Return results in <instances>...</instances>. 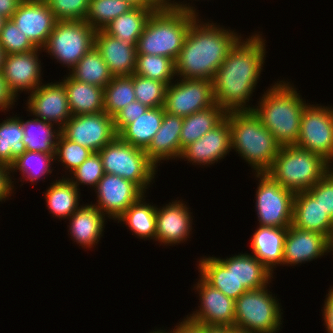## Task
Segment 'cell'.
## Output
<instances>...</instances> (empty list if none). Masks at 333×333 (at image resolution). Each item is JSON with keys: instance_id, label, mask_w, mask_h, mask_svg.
Segmentation results:
<instances>
[{"instance_id": "40", "label": "cell", "mask_w": 333, "mask_h": 333, "mask_svg": "<svg viewBox=\"0 0 333 333\" xmlns=\"http://www.w3.org/2000/svg\"><path fill=\"white\" fill-rule=\"evenodd\" d=\"M134 8L126 0H90L85 22L95 31L103 30L112 20Z\"/></svg>"}, {"instance_id": "24", "label": "cell", "mask_w": 333, "mask_h": 333, "mask_svg": "<svg viewBox=\"0 0 333 333\" xmlns=\"http://www.w3.org/2000/svg\"><path fill=\"white\" fill-rule=\"evenodd\" d=\"M292 225L328 238L333 229V220L308 191H300L294 195Z\"/></svg>"}, {"instance_id": "13", "label": "cell", "mask_w": 333, "mask_h": 333, "mask_svg": "<svg viewBox=\"0 0 333 333\" xmlns=\"http://www.w3.org/2000/svg\"><path fill=\"white\" fill-rule=\"evenodd\" d=\"M61 134L93 152H98L117 136L113 117L105 111L71 116L61 128Z\"/></svg>"}, {"instance_id": "3", "label": "cell", "mask_w": 333, "mask_h": 333, "mask_svg": "<svg viewBox=\"0 0 333 333\" xmlns=\"http://www.w3.org/2000/svg\"><path fill=\"white\" fill-rule=\"evenodd\" d=\"M196 10L190 3L176 1L175 7L153 12L138 38L137 54L165 56L175 62L191 24L199 16Z\"/></svg>"}, {"instance_id": "2", "label": "cell", "mask_w": 333, "mask_h": 333, "mask_svg": "<svg viewBox=\"0 0 333 333\" xmlns=\"http://www.w3.org/2000/svg\"><path fill=\"white\" fill-rule=\"evenodd\" d=\"M234 31L213 22H201L198 17L191 24L175 61L176 75L183 79L212 81L217 69L242 38Z\"/></svg>"}, {"instance_id": "54", "label": "cell", "mask_w": 333, "mask_h": 333, "mask_svg": "<svg viewBox=\"0 0 333 333\" xmlns=\"http://www.w3.org/2000/svg\"><path fill=\"white\" fill-rule=\"evenodd\" d=\"M129 1L134 7H141L144 9H151L154 12L162 7L155 0H126Z\"/></svg>"}, {"instance_id": "8", "label": "cell", "mask_w": 333, "mask_h": 333, "mask_svg": "<svg viewBox=\"0 0 333 333\" xmlns=\"http://www.w3.org/2000/svg\"><path fill=\"white\" fill-rule=\"evenodd\" d=\"M268 287L248 290L235 300L234 327L252 333H278L282 325L281 305Z\"/></svg>"}, {"instance_id": "1", "label": "cell", "mask_w": 333, "mask_h": 333, "mask_svg": "<svg viewBox=\"0 0 333 333\" xmlns=\"http://www.w3.org/2000/svg\"><path fill=\"white\" fill-rule=\"evenodd\" d=\"M261 35L242 37L212 79L215 103L226 113L252 111L247 102L255 92L266 57V40Z\"/></svg>"}, {"instance_id": "35", "label": "cell", "mask_w": 333, "mask_h": 333, "mask_svg": "<svg viewBox=\"0 0 333 333\" xmlns=\"http://www.w3.org/2000/svg\"><path fill=\"white\" fill-rule=\"evenodd\" d=\"M77 81L104 88L114 77L99 51L92 47L69 71Z\"/></svg>"}, {"instance_id": "39", "label": "cell", "mask_w": 333, "mask_h": 333, "mask_svg": "<svg viewBox=\"0 0 333 333\" xmlns=\"http://www.w3.org/2000/svg\"><path fill=\"white\" fill-rule=\"evenodd\" d=\"M55 154H47L41 152L25 151L18 156L14 163L10 166V171L13 173L19 170L22 173L23 179L31 183L38 182L43 176L52 174V162H54Z\"/></svg>"}, {"instance_id": "50", "label": "cell", "mask_w": 333, "mask_h": 333, "mask_svg": "<svg viewBox=\"0 0 333 333\" xmlns=\"http://www.w3.org/2000/svg\"><path fill=\"white\" fill-rule=\"evenodd\" d=\"M16 100V96L8 88L7 82L3 78L2 72H0V111H9L15 105L14 102H17Z\"/></svg>"}, {"instance_id": "10", "label": "cell", "mask_w": 333, "mask_h": 333, "mask_svg": "<svg viewBox=\"0 0 333 333\" xmlns=\"http://www.w3.org/2000/svg\"><path fill=\"white\" fill-rule=\"evenodd\" d=\"M259 179L256 211L259 225L288 228L293 222L295 193L283 188L266 173H255Z\"/></svg>"}, {"instance_id": "61", "label": "cell", "mask_w": 333, "mask_h": 333, "mask_svg": "<svg viewBox=\"0 0 333 333\" xmlns=\"http://www.w3.org/2000/svg\"><path fill=\"white\" fill-rule=\"evenodd\" d=\"M150 333H169V331L166 332V330H161V329L159 330V329H158L157 331H156V330L153 331V332L151 331Z\"/></svg>"}, {"instance_id": "6", "label": "cell", "mask_w": 333, "mask_h": 333, "mask_svg": "<svg viewBox=\"0 0 333 333\" xmlns=\"http://www.w3.org/2000/svg\"><path fill=\"white\" fill-rule=\"evenodd\" d=\"M320 155L295 145L282 146L266 172L283 188L294 193L307 191L333 167Z\"/></svg>"}, {"instance_id": "29", "label": "cell", "mask_w": 333, "mask_h": 333, "mask_svg": "<svg viewBox=\"0 0 333 333\" xmlns=\"http://www.w3.org/2000/svg\"><path fill=\"white\" fill-rule=\"evenodd\" d=\"M165 113L164 107L148 108L127 125L117 136L136 148L146 150L159 130Z\"/></svg>"}, {"instance_id": "52", "label": "cell", "mask_w": 333, "mask_h": 333, "mask_svg": "<svg viewBox=\"0 0 333 333\" xmlns=\"http://www.w3.org/2000/svg\"><path fill=\"white\" fill-rule=\"evenodd\" d=\"M175 328L169 333H205V326L195 324L186 318L177 323Z\"/></svg>"}, {"instance_id": "21", "label": "cell", "mask_w": 333, "mask_h": 333, "mask_svg": "<svg viewBox=\"0 0 333 333\" xmlns=\"http://www.w3.org/2000/svg\"><path fill=\"white\" fill-rule=\"evenodd\" d=\"M328 238L318 232L306 231L294 227L287 228L284 239L283 265H295L310 262L327 255Z\"/></svg>"}, {"instance_id": "16", "label": "cell", "mask_w": 333, "mask_h": 333, "mask_svg": "<svg viewBox=\"0 0 333 333\" xmlns=\"http://www.w3.org/2000/svg\"><path fill=\"white\" fill-rule=\"evenodd\" d=\"M10 19L41 49L58 21L45 0H22Z\"/></svg>"}, {"instance_id": "46", "label": "cell", "mask_w": 333, "mask_h": 333, "mask_svg": "<svg viewBox=\"0 0 333 333\" xmlns=\"http://www.w3.org/2000/svg\"><path fill=\"white\" fill-rule=\"evenodd\" d=\"M58 21L85 20L90 0H45Z\"/></svg>"}, {"instance_id": "28", "label": "cell", "mask_w": 333, "mask_h": 333, "mask_svg": "<svg viewBox=\"0 0 333 333\" xmlns=\"http://www.w3.org/2000/svg\"><path fill=\"white\" fill-rule=\"evenodd\" d=\"M72 116L104 112V88L77 81L69 74L61 80Z\"/></svg>"}, {"instance_id": "31", "label": "cell", "mask_w": 333, "mask_h": 333, "mask_svg": "<svg viewBox=\"0 0 333 333\" xmlns=\"http://www.w3.org/2000/svg\"><path fill=\"white\" fill-rule=\"evenodd\" d=\"M51 184L44 194L47 208L53 217L68 219L80 207V189L64 175Z\"/></svg>"}, {"instance_id": "11", "label": "cell", "mask_w": 333, "mask_h": 333, "mask_svg": "<svg viewBox=\"0 0 333 333\" xmlns=\"http://www.w3.org/2000/svg\"><path fill=\"white\" fill-rule=\"evenodd\" d=\"M295 146L309 150L333 164V107L307 104Z\"/></svg>"}, {"instance_id": "55", "label": "cell", "mask_w": 333, "mask_h": 333, "mask_svg": "<svg viewBox=\"0 0 333 333\" xmlns=\"http://www.w3.org/2000/svg\"><path fill=\"white\" fill-rule=\"evenodd\" d=\"M205 333H229V327L205 326Z\"/></svg>"}, {"instance_id": "44", "label": "cell", "mask_w": 333, "mask_h": 333, "mask_svg": "<svg viewBox=\"0 0 333 333\" xmlns=\"http://www.w3.org/2000/svg\"><path fill=\"white\" fill-rule=\"evenodd\" d=\"M68 178L77 189L80 185L97 186V183L104 176L102 160L98 152H93L77 169H75ZM73 176V177H72ZM92 185V186H91Z\"/></svg>"}, {"instance_id": "58", "label": "cell", "mask_w": 333, "mask_h": 333, "mask_svg": "<svg viewBox=\"0 0 333 333\" xmlns=\"http://www.w3.org/2000/svg\"><path fill=\"white\" fill-rule=\"evenodd\" d=\"M229 333H252V332L237 327H229Z\"/></svg>"}, {"instance_id": "57", "label": "cell", "mask_w": 333, "mask_h": 333, "mask_svg": "<svg viewBox=\"0 0 333 333\" xmlns=\"http://www.w3.org/2000/svg\"><path fill=\"white\" fill-rule=\"evenodd\" d=\"M5 56H6V54H5L2 46L0 45V72H2Z\"/></svg>"}, {"instance_id": "45", "label": "cell", "mask_w": 333, "mask_h": 333, "mask_svg": "<svg viewBox=\"0 0 333 333\" xmlns=\"http://www.w3.org/2000/svg\"><path fill=\"white\" fill-rule=\"evenodd\" d=\"M0 45L6 55L26 53L37 49L11 19H7L0 33Z\"/></svg>"}, {"instance_id": "34", "label": "cell", "mask_w": 333, "mask_h": 333, "mask_svg": "<svg viewBox=\"0 0 333 333\" xmlns=\"http://www.w3.org/2000/svg\"><path fill=\"white\" fill-rule=\"evenodd\" d=\"M153 12L151 9L134 7L112 20L103 31L117 39H125L136 46L138 38Z\"/></svg>"}, {"instance_id": "33", "label": "cell", "mask_w": 333, "mask_h": 333, "mask_svg": "<svg viewBox=\"0 0 333 333\" xmlns=\"http://www.w3.org/2000/svg\"><path fill=\"white\" fill-rule=\"evenodd\" d=\"M20 119L24 133L22 141L26 146V150L55 154V147L61 135V129L59 127L54 129L55 124L35 117L26 121L22 118Z\"/></svg>"}, {"instance_id": "47", "label": "cell", "mask_w": 333, "mask_h": 333, "mask_svg": "<svg viewBox=\"0 0 333 333\" xmlns=\"http://www.w3.org/2000/svg\"><path fill=\"white\" fill-rule=\"evenodd\" d=\"M307 191L333 220V168Z\"/></svg>"}, {"instance_id": "42", "label": "cell", "mask_w": 333, "mask_h": 333, "mask_svg": "<svg viewBox=\"0 0 333 333\" xmlns=\"http://www.w3.org/2000/svg\"><path fill=\"white\" fill-rule=\"evenodd\" d=\"M136 101L148 108L164 107L167 84L133 74Z\"/></svg>"}, {"instance_id": "49", "label": "cell", "mask_w": 333, "mask_h": 333, "mask_svg": "<svg viewBox=\"0 0 333 333\" xmlns=\"http://www.w3.org/2000/svg\"><path fill=\"white\" fill-rule=\"evenodd\" d=\"M10 173V167L0 163V202H5L14 192V181Z\"/></svg>"}, {"instance_id": "14", "label": "cell", "mask_w": 333, "mask_h": 333, "mask_svg": "<svg viewBox=\"0 0 333 333\" xmlns=\"http://www.w3.org/2000/svg\"><path fill=\"white\" fill-rule=\"evenodd\" d=\"M199 277L194 288L200 296V308L186 319L202 326L234 327L235 300Z\"/></svg>"}, {"instance_id": "38", "label": "cell", "mask_w": 333, "mask_h": 333, "mask_svg": "<svg viewBox=\"0 0 333 333\" xmlns=\"http://www.w3.org/2000/svg\"><path fill=\"white\" fill-rule=\"evenodd\" d=\"M136 101L133 86V74L130 76H114L104 87L105 112L114 117L126 105Z\"/></svg>"}, {"instance_id": "30", "label": "cell", "mask_w": 333, "mask_h": 333, "mask_svg": "<svg viewBox=\"0 0 333 333\" xmlns=\"http://www.w3.org/2000/svg\"><path fill=\"white\" fill-rule=\"evenodd\" d=\"M225 117L226 112L216 103L212 107L183 117L180 132V156L186 146L194 143L207 132L213 130Z\"/></svg>"}, {"instance_id": "48", "label": "cell", "mask_w": 333, "mask_h": 333, "mask_svg": "<svg viewBox=\"0 0 333 333\" xmlns=\"http://www.w3.org/2000/svg\"><path fill=\"white\" fill-rule=\"evenodd\" d=\"M147 109L148 107L139 101H134L126 105L113 117L116 134L118 135L127 125L133 123L138 116L143 115Z\"/></svg>"}, {"instance_id": "23", "label": "cell", "mask_w": 333, "mask_h": 333, "mask_svg": "<svg viewBox=\"0 0 333 333\" xmlns=\"http://www.w3.org/2000/svg\"><path fill=\"white\" fill-rule=\"evenodd\" d=\"M197 267L201 277L227 297L236 300L248 291L242 284H239L234 276L233 255L226 259L205 256L199 260Z\"/></svg>"}, {"instance_id": "20", "label": "cell", "mask_w": 333, "mask_h": 333, "mask_svg": "<svg viewBox=\"0 0 333 333\" xmlns=\"http://www.w3.org/2000/svg\"><path fill=\"white\" fill-rule=\"evenodd\" d=\"M191 214L183 200H175L161 208L157 207L155 241L174 246L184 243L192 234Z\"/></svg>"}, {"instance_id": "15", "label": "cell", "mask_w": 333, "mask_h": 333, "mask_svg": "<svg viewBox=\"0 0 333 333\" xmlns=\"http://www.w3.org/2000/svg\"><path fill=\"white\" fill-rule=\"evenodd\" d=\"M96 206L106 217L116 221L145 194L135 183L118 175L104 173L95 187Z\"/></svg>"}, {"instance_id": "22", "label": "cell", "mask_w": 333, "mask_h": 333, "mask_svg": "<svg viewBox=\"0 0 333 333\" xmlns=\"http://www.w3.org/2000/svg\"><path fill=\"white\" fill-rule=\"evenodd\" d=\"M94 47L107 64L113 76H130L136 67V46L125 39H117L103 30L94 35Z\"/></svg>"}, {"instance_id": "32", "label": "cell", "mask_w": 333, "mask_h": 333, "mask_svg": "<svg viewBox=\"0 0 333 333\" xmlns=\"http://www.w3.org/2000/svg\"><path fill=\"white\" fill-rule=\"evenodd\" d=\"M145 197L143 194L116 220L128 225L136 237L155 241L157 206L146 203Z\"/></svg>"}, {"instance_id": "19", "label": "cell", "mask_w": 333, "mask_h": 333, "mask_svg": "<svg viewBox=\"0 0 333 333\" xmlns=\"http://www.w3.org/2000/svg\"><path fill=\"white\" fill-rule=\"evenodd\" d=\"M230 151H232L230 125L225 118L213 130L186 146L182 150L180 159L185 160L186 158L185 161H189L195 166H208L224 159Z\"/></svg>"}, {"instance_id": "25", "label": "cell", "mask_w": 333, "mask_h": 333, "mask_svg": "<svg viewBox=\"0 0 333 333\" xmlns=\"http://www.w3.org/2000/svg\"><path fill=\"white\" fill-rule=\"evenodd\" d=\"M106 216L94 205L85 204L68 218L69 235L82 248H92L103 236Z\"/></svg>"}, {"instance_id": "27", "label": "cell", "mask_w": 333, "mask_h": 333, "mask_svg": "<svg viewBox=\"0 0 333 333\" xmlns=\"http://www.w3.org/2000/svg\"><path fill=\"white\" fill-rule=\"evenodd\" d=\"M286 233L287 228L259 225L252 235L250 243L251 254L272 273H274L273 270L278 264L283 265V249Z\"/></svg>"}, {"instance_id": "17", "label": "cell", "mask_w": 333, "mask_h": 333, "mask_svg": "<svg viewBox=\"0 0 333 333\" xmlns=\"http://www.w3.org/2000/svg\"><path fill=\"white\" fill-rule=\"evenodd\" d=\"M27 111L35 118L57 125L60 129L72 116L62 81L38 86L27 99Z\"/></svg>"}, {"instance_id": "4", "label": "cell", "mask_w": 333, "mask_h": 333, "mask_svg": "<svg viewBox=\"0 0 333 333\" xmlns=\"http://www.w3.org/2000/svg\"><path fill=\"white\" fill-rule=\"evenodd\" d=\"M259 99L252 111L282 146L295 145L299 138L303 109L308 104L296 88L286 81H277Z\"/></svg>"}, {"instance_id": "5", "label": "cell", "mask_w": 333, "mask_h": 333, "mask_svg": "<svg viewBox=\"0 0 333 333\" xmlns=\"http://www.w3.org/2000/svg\"><path fill=\"white\" fill-rule=\"evenodd\" d=\"M225 118L230 125L231 149L248 162L255 173H266L281 145L253 111L227 112Z\"/></svg>"}, {"instance_id": "7", "label": "cell", "mask_w": 333, "mask_h": 333, "mask_svg": "<svg viewBox=\"0 0 333 333\" xmlns=\"http://www.w3.org/2000/svg\"><path fill=\"white\" fill-rule=\"evenodd\" d=\"M104 173L118 175L135 183L144 193L154 182L157 166L145 150L136 148L116 136L98 151Z\"/></svg>"}, {"instance_id": "37", "label": "cell", "mask_w": 333, "mask_h": 333, "mask_svg": "<svg viewBox=\"0 0 333 333\" xmlns=\"http://www.w3.org/2000/svg\"><path fill=\"white\" fill-rule=\"evenodd\" d=\"M7 117L0 123V163L11 166L26 151L20 117Z\"/></svg>"}, {"instance_id": "51", "label": "cell", "mask_w": 333, "mask_h": 333, "mask_svg": "<svg viewBox=\"0 0 333 333\" xmlns=\"http://www.w3.org/2000/svg\"><path fill=\"white\" fill-rule=\"evenodd\" d=\"M329 289L328 294L324 301V307L322 310L324 324L326 326L327 333H333V286Z\"/></svg>"}, {"instance_id": "9", "label": "cell", "mask_w": 333, "mask_h": 333, "mask_svg": "<svg viewBox=\"0 0 333 333\" xmlns=\"http://www.w3.org/2000/svg\"><path fill=\"white\" fill-rule=\"evenodd\" d=\"M95 32L84 20L57 21L42 50L70 71L94 47Z\"/></svg>"}, {"instance_id": "12", "label": "cell", "mask_w": 333, "mask_h": 333, "mask_svg": "<svg viewBox=\"0 0 333 333\" xmlns=\"http://www.w3.org/2000/svg\"><path fill=\"white\" fill-rule=\"evenodd\" d=\"M214 104L210 80L179 78L167 85L164 108L171 115L189 116Z\"/></svg>"}, {"instance_id": "18", "label": "cell", "mask_w": 333, "mask_h": 333, "mask_svg": "<svg viewBox=\"0 0 333 333\" xmlns=\"http://www.w3.org/2000/svg\"><path fill=\"white\" fill-rule=\"evenodd\" d=\"M41 51V48H37L30 52L5 56L2 68L3 78L16 98L21 91L32 93L42 84V67L39 60Z\"/></svg>"}, {"instance_id": "56", "label": "cell", "mask_w": 333, "mask_h": 333, "mask_svg": "<svg viewBox=\"0 0 333 333\" xmlns=\"http://www.w3.org/2000/svg\"><path fill=\"white\" fill-rule=\"evenodd\" d=\"M161 7H175V2L172 0H155Z\"/></svg>"}, {"instance_id": "26", "label": "cell", "mask_w": 333, "mask_h": 333, "mask_svg": "<svg viewBox=\"0 0 333 333\" xmlns=\"http://www.w3.org/2000/svg\"><path fill=\"white\" fill-rule=\"evenodd\" d=\"M183 117L171 115L167 112L161 126L154 135L150 145L145 150L148 158L158 167L162 160L180 158V132Z\"/></svg>"}, {"instance_id": "59", "label": "cell", "mask_w": 333, "mask_h": 333, "mask_svg": "<svg viewBox=\"0 0 333 333\" xmlns=\"http://www.w3.org/2000/svg\"><path fill=\"white\" fill-rule=\"evenodd\" d=\"M327 251L328 252H330V251L333 252V235H330L328 237V248H327Z\"/></svg>"}, {"instance_id": "60", "label": "cell", "mask_w": 333, "mask_h": 333, "mask_svg": "<svg viewBox=\"0 0 333 333\" xmlns=\"http://www.w3.org/2000/svg\"><path fill=\"white\" fill-rule=\"evenodd\" d=\"M6 21H7V18L0 15V33L2 32V29H3Z\"/></svg>"}, {"instance_id": "36", "label": "cell", "mask_w": 333, "mask_h": 333, "mask_svg": "<svg viewBox=\"0 0 333 333\" xmlns=\"http://www.w3.org/2000/svg\"><path fill=\"white\" fill-rule=\"evenodd\" d=\"M268 270L256 257L249 253L234 255V276L239 284L247 290L268 286L273 278Z\"/></svg>"}, {"instance_id": "41", "label": "cell", "mask_w": 333, "mask_h": 333, "mask_svg": "<svg viewBox=\"0 0 333 333\" xmlns=\"http://www.w3.org/2000/svg\"><path fill=\"white\" fill-rule=\"evenodd\" d=\"M134 74L169 85L176 76L175 62L165 56L137 54Z\"/></svg>"}, {"instance_id": "43", "label": "cell", "mask_w": 333, "mask_h": 333, "mask_svg": "<svg viewBox=\"0 0 333 333\" xmlns=\"http://www.w3.org/2000/svg\"><path fill=\"white\" fill-rule=\"evenodd\" d=\"M93 151L68 140L62 134L59 136L55 147L54 162L62 164L69 173L77 169Z\"/></svg>"}, {"instance_id": "53", "label": "cell", "mask_w": 333, "mask_h": 333, "mask_svg": "<svg viewBox=\"0 0 333 333\" xmlns=\"http://www.w3.org/2000/svg\"><path fill=\"white\" fill-rule=\"evenodd\" d=\"M22 0H0V15L10 19Z\"/></svg>"}]
</instances>
